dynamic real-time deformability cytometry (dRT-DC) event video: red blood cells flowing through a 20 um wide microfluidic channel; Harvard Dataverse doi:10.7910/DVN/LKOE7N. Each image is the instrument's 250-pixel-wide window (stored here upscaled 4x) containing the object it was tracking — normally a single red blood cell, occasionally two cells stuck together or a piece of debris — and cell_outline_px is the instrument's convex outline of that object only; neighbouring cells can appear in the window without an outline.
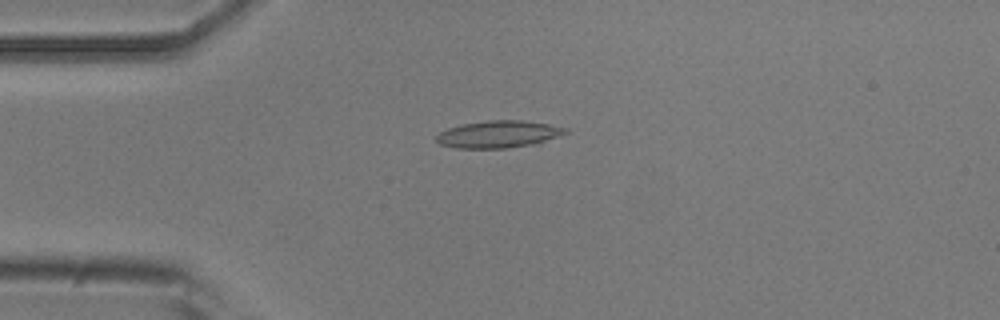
{"species": "common noctule bat (a hibernating species)", "species_latin": "Nyctalus noctula", "temperature_condition": "room temperature", "stored_images_in_passage": 6, "camera_frame_rate_fps": 3000, "um_per_image_px": 0.085, "animal": {"sex": "male", "body_mass_g": 20.5, "forearm_length_mm": 52.5}, "frame": {"image": 1, "passage_image": 4, "time_ms": 1.0, "image_size_px": [1000, 320], "cell_outline_px": [[572, 132], [540, 144], [508, 148], [456, 148], [440, 144], [436, 140], [436, 136], [440, 132], [448, 128], [460, 124], [488, 120], [520, 120], [548, 124], [568, 128]], "centroid_in_image_um": [42.46, 11.41], "position_along_channel_um": 42.5, "area_um2": 20.87}}
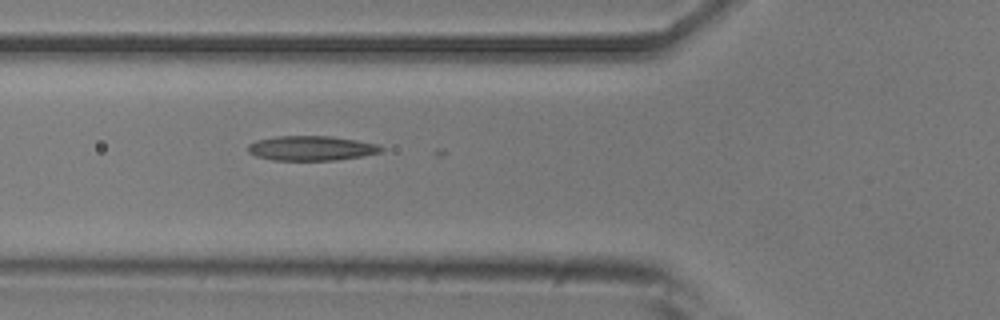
{"frame": {"image": 2, "passage_image": 6, "time_ms": 1.667, "image_size_px": [1000, 320], "cell_outline_px": [[384, 148], [380, 152], [360, 156], [336, 160], [272, 160], [256, 156], [248, 152], [248, 144], [256, 140], [276, 136], [332, 136], [380, 144]], "centroid_in_image_um": [26.45, 12.59], "position_along_channel_um": 99.3, "area_um2": 19.19}}